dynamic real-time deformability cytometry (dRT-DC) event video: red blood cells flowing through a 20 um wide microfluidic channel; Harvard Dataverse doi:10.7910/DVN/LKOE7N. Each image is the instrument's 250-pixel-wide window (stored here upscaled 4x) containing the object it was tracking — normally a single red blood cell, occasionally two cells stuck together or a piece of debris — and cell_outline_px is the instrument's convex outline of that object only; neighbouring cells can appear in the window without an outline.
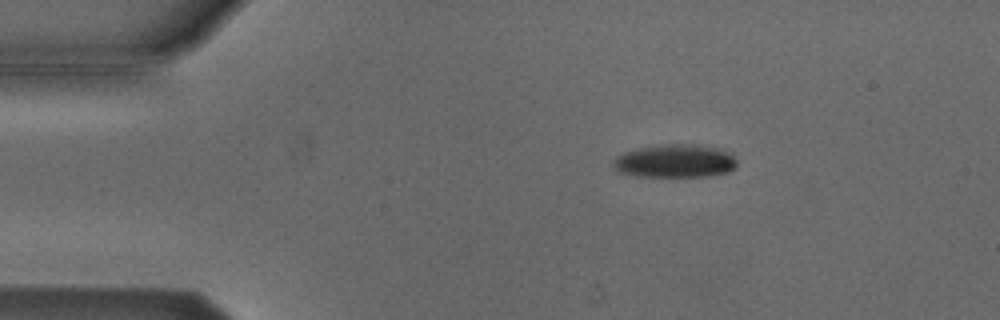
{"species": "Egyptian fruit bat (a non-hibernating species)", "species_latin": "Rousettus aegyptiacus", "temperature_condition": "cold", "stored_images_in_passage": 5, "camera_frame_rate_fps": 3000, "um_per_image_px": 0.085, "animal": {"sex": "male"}, "frame": {"image": 1, "passage_image": 2, "time_ms": 0.333, "image_size_px": [1000, 320], "cell_outline_px": [[736, 168], [728, 172], [708, 176], [636, 176], [620, 172], [612, 168], [612, 164], [616, 156], [624, 152], [636, 148], [656, 144], [696, 144], [724, 148], [732, 152], [736, 156]], "centroid_in_image_um": [57.42, 13.66], "position_along_channel_um": 27.6, "area_um2": 24.57}}
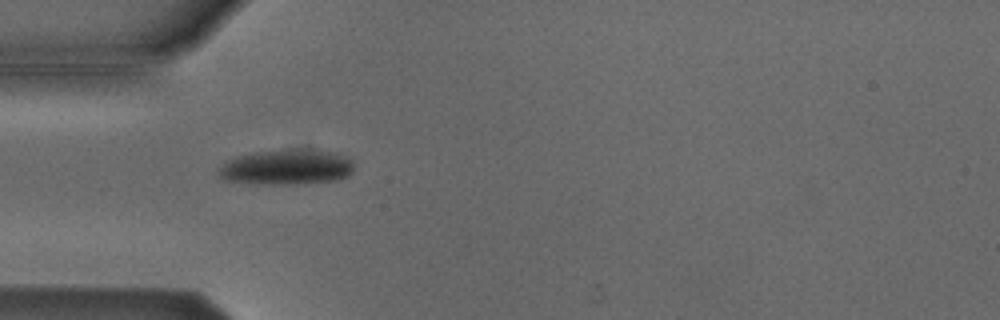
{"frame": {"image": 2, "passage_image": 4, "time_ms": 1.0, "image_size_px": [1000, 320], "cell_outline_px": [[352, 172], [348, 176], [336, 180], [296, 184], [268, 184], [224, 180], [220, 176], [220, 168], [228, 160], [236, 156], [288, 148], [304, 148], [340, 152], [352, 160]], "centroid_in_image_um": [24.45, 14.18], "position_along_channel_um": 60.6, "area_um2": 27.92}}
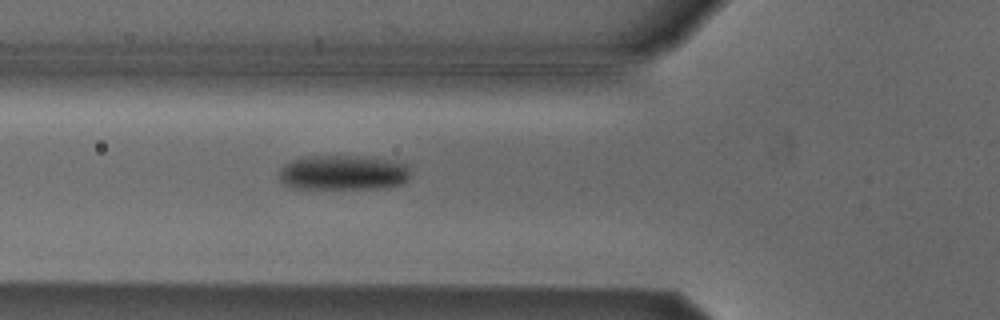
{"frame": {"image": 3, "passage_image": 5, "time_ms": 1.333, "image_size_px": [1000, 320], "cell_outline_px": [[412, 172], [408, 180], [404, 184], [388, 188], [292, 188], [284, 184], [280, 176], [280, 168], [284, 164], [292, 160], [304, 156], [360, 156], [396, 160], [404, 164]], "centroid_in_image_um": [29.23, 14.67], "position_along_channel_um": 96.6, "area_um2": 27.05}}